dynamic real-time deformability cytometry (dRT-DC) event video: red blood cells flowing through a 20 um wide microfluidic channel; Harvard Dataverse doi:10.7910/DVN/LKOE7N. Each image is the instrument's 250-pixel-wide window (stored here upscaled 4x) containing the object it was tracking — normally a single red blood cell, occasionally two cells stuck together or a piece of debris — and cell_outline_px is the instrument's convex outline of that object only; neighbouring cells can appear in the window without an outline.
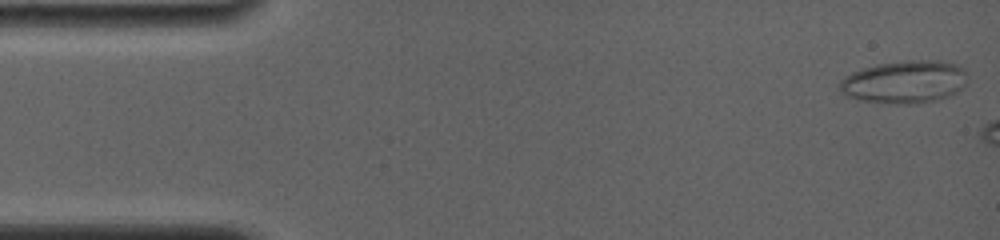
{"species": "common noctule bat (a hibernating species)", "species_latin": "Nyctalus noctula", "temperature_condition": "room temperature", "stored_images_in_passage": 6, "camera_frame_rate_fps": 4000, "um_per_image_px": 0.085, "animal": {"sex": "female", "body_mass_g": 19.0, "forearm_length_mm": 56.7}, "frame": {"image": 1, "passage_image": 1, "time_ms": 0.0, "image_size_px": [1000, 240], "cell_outline_px": [[968, 80], [964, 88], [948, 96], [936, 100], [916, 104], [888, 104], [856, 100], [844, 96], [836, 88], [836, 84], [844, 76], [852, 72], [876, 64], [904, 60], [936, 60], [956, 64], [964, 68], [968, 72]], "centroid_in_image_um": [76.85, 6.97], "position_along_channel_um": 8.1, "area_um2": 32.83}}